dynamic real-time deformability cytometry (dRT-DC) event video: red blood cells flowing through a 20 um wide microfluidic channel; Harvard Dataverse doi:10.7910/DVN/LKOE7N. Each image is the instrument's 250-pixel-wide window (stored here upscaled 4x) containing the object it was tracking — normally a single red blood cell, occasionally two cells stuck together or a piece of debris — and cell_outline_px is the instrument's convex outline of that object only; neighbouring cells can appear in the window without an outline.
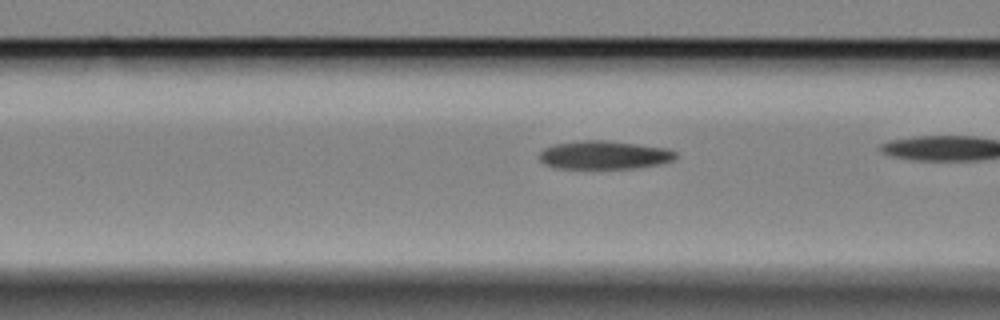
{"species": "Egyptian fruit bat (a non-hibernating species)", "species_latin": "Rousettus aegyptiacus", "temperature_condition": "cold", "stored_images_in_passage": 33, "camera_frame_rate_fps": 3000, "um_per_image_px": 0.085, "animal": {"sex": "female"}, "frame": {"image": 1, "passage_image": 10, "time_ms": 3.0, "image_size_px": [1000, 320], "cell_outline_px": [[676, 156], [672, 160], [660, 164], [636, 168], [556, 168], [544, 164], [540, 160], [540, 152], [544, 148], [556, 144], [584, 140], [604, 140], [668, 148], [676, 152]], "centroid_in_image_um": [51.36, 13.18], "position_along_channel_um": 115.2, "area_um2": 22.37}}